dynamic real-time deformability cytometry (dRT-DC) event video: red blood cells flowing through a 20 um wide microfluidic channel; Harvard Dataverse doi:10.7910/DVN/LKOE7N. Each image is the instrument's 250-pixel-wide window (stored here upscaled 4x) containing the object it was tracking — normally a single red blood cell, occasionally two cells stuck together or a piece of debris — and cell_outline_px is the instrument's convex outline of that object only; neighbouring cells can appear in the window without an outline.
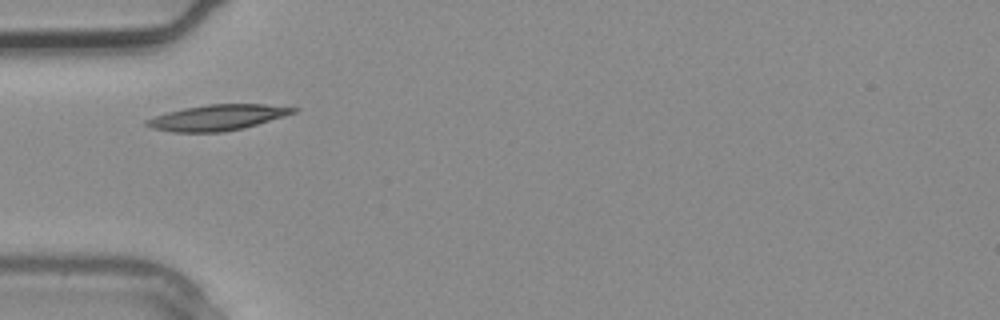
{"species": "common noctule bat (a hibernating species)", "species_latin": "Nyctalus noctula", "temperature_condition": "warm", "stored_images_in_passage": 2, "camera_frame_rate_fps": 3000, "um_per_image_px": 0.085, "animal": {"sex": "male", "body_mass_g": 20.4}, "frame": {"image": 1, "passage_image": 2, "time_ms": 0.333, "image_size_px": [1000, 320], "cell_outline_px": [[300, 108], [296, 112], [284, 116], [244, 128], [224, 132], [172, 132], [152, 128], [144, 124], [144, 120], [168, 112], [184, 108], [208, 104], [264, 104]], "centroid_in_image_um": [18.48, 9.99], "position_along_channel_um": 66.5, "area_um2": 21.91}}